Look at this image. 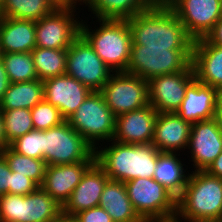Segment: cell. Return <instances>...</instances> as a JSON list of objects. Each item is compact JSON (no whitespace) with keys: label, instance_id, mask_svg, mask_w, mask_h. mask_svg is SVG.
Instances as JSON below:
<instances>
[{"label":"cell","instance_id":"cell-1","mask_svg":"<svg viewBox=\"0 0 222 222\" xmlns=\"http://www.w3.org/2000/svg\"><path fill=\"white\" fill-rule=\"evenodd\" d=\"M127 21L132 45L193 49L194 39L169 5H149Z\"/></svg>","mask_w":222,"mask_h":222},{"label":"cell","instance_id":"cell-2","mask_svg":"<svg viewBox=\"0 0 222 222\" xmlns=\"http://www.w3.org/2000/svg\"><path fill=\"white\" fill-rule=\"evenodd\" d=\"M97 147L96 162L110 180L123 183L134 178H153L159 151L150 144H125L114 140ZM100 148V149H99Z\"/></svg>","mask_w":222,"mask_h":222},{"label":"cell","instance_id":"cell-3","mask_svg":"<svg viewBox=\"0 0 222 222\" xmlns=\"http://www.w3.org/2000/svg\"><path fill=\"white\" fill-rule=\"evenodd\" d=\"M192 172L177 199L175 218L181 222L222 221V179L206 171Z\"/></svg>","mask_w":222,"mask_h":222},{"label":"cell","instance_id":"cell-4","mask_svg":"<svg viewBox=\"0 0 222 222\" xmlns=\"http://www.w3.org/2000/svg\"><path fill=\"white\" fill-rule=\"evenodd\" d=\"M96 22L100 27L92 30L82 19L80 34L113 72H126L132 45L128 21L97 19Z\"/></svg>","mask_w":222,"mask_h":222},{"label":"cell","instance_id":"cell-5","mask_svg":"<svg viewBox=\"0 0 222 222\" xmlns=\"http://www.w3.org/2000/svg\"><path fill=\"white\" fill-rule=\"evenodd\" d=\"M124 184L132 206L143 222L176 217L177 199L154 178H134Z\"/></svg>","mask_w":222,"mask_h":222},{"label":"cell","instance_id":"cell-6","mask_svg":"<svg viewBox=\"0 0 222 222\" xmlns=\"http://www.w3.org/2000/svg\"><path fill=\"white\" fill-rule=\"evenodd\" d=\"M66 121L94 150L99 141L103 145L104 141L113 140L116 116L99 91H92Z\"/></svg>","mask_w":222,"mask_h":222},{"label":"cell","instance_id":"cell-7","mask_svg":"<svg viewBox=\"0 0 222 222\" xmlns=\"http://www.w3.org/2000/svg\"><path fill=\"white\" fill-rule=\"evenodd\" d=\"M193 49H167L131 45L126 73L144 80L188 70L192 66Z\"/></svg>","mask_w":222,"mask_h":222},{"label":"cell","instance_id":"cell-8","mask_svg":"<svg viewBox=\"0 0 222 222\" xmlns=\"http://www.w3.org/2000/svg\"><path fill=\"white\" fill-rule=\"evenodd\" d=\"M61 216L62 206L41 187L29 195L0 196V222H56Z\"/></svg>","mask_w":222,"mask_h":222},{"label":"cell","instance_id":"cell-9","mask_svg":"<svg viewBox=\"0 0 222 222\" xmlns=\"http://www.w3.org/2000/svg\"><path fill=\"white\" fill-rule=\"evenodd\" d=\"M43 160L64 165L96 160L95 150L67 121L43 131Z\"/></svg>","mask_w":222,"mask_h":222},{"label":"cell","instance_id":"cell-10","mask_svg":"<svg viewBox=\"0 0 222 222\" xmlns=\"http://www.w3.org/2000/svg\"><path fill=\"white\" fill-rule=\"evenodd\" d=\"M99 92L116 117L149 104L148 81L126 72H112Z\"/></svg>","mask_w":222,"mask_h":222},{"label":"cell","instance_id":"cell-11","mask_svg":"<svg viewBox=\"0 0 222 222\" xmlns=\"http://www.w3.org/2000/svg\"><path fill=\"white\" fill-rule=\"evenodd\" d=\"M113 72L96 54L93 47L80 34L67 49L66 74L87 86L100 91Z\"/></svg>","mask_w":222,"mask_h":222},{"label":"cell","instance_id":"cell-12","mask_svg":"<svg viewBox=\"0 0 222 222\" xmlns=\"http://www.w3.org/2000/svg\"><path fill=\"white\" fill-rule=\"evenodd\" d=\"M77 7L55 9L51 14L35 21L36 47L68 49L80 35L81 21L74 15ZM76 17V18H75Z\"/></svg>","mask_w":222,"mask_h":222},{"label":"cell","instance_id":"cell-13","mask_svg":"<svg viewBox=\"0 0 222 222\" xmlns=\"http://www.w3.org/2000/svg\"><path fill=\"white\" fill-rule=\"evenodd\" d=\"M169 6L194 40L205 37L222 16V0H174Z\"/></svg>","mask_w":222,"mask_h":222},{"label":"cell","instance_id":"cell-14","mask_svg":"<svg viewBox=\"0 0 222 222\" xmlns=\"http://www.w3.org/2000/svg\"><path fill=\"white\" fill-rule=\"evenodd\" d=\"M194 80L192 66L188 70L151 78L148 81L149 104L158 113L176 112Z\"/></svg>","mask_w":222,"mask_h":222},{"label":"cell","instance_id":"cell-15","mask_svg":"<svg viewBox=\"0 0 222 222\" xmlns=\"http://www.w3.org/2000/svg\"><path fill=\"white\" fill-rule=\"evenodd\" d=\"M187 149L194 171H205L222 152V129L213 118L192 124Z\"/></svg>","mask_w":222,"mask_h":222},{"label":"cell","instance_id":"cell-16","mask_svg":"<svg viewBox=\"0 0 222 222\" xmlns=\"http://www.w3.org/2000/svg\"><path fill=\"white\" fill-rule=\"evenodd\" d=\"M158 112L150 104L116 117L113 140L125 144H150Z\"/></svg>","mask_w":222,"mask_h":222},{"label":"cell","instance_id":"cell-17","mask_svg":"<svg viewBox=\"0 0 222 222\" xmlns=\"http://www.w3.org/2000/svg\"><path fill=\"white\" fill-rule=\"evenodd\" d=\"M44 99L59 109L67 120L92 92L75 78L67 74L43 81Z\"/></svg>","mask_w":222,"mask_h":222},{"label":"cell","instance_id":"cell-18","mask_svg":"<svg viewBox=\"0 0 222 222\" xmlns=\"http://www.w3.org/2000/svg\"><path fill=\"white\" fill-rule=\"evenodd\" d=\"M109 177L95 161L84 173L80 183L62 207V215L73 217L78 212L99 206L100 197Z\"/></svg>","mask_w":222,"mask_h":222},{"label":"cell","instance_id":"cell-19","mask_svg":"<svg viewBox=\"0 0 222 222\" xmlns=\"http://www.w3.org/2000/svg\"><path fill=\"white\" fill-rule=\"evenodd\" d=\"M95 161L85 160L73 164L47 165L40 187L63 207L86 170Z\"/></svg>","mask_w":222,"mask_h":222},{"label":"cell","instance_id":"cell-20","mask_svg":"<svg viewBox=\"0 0 222 222\" xmlns=\"http://www.w3.org/2000/svg\"><path fill=\"white\" fill-rule=\"evenodd\" d=\"M191 127V123L184 121L175 112L158 113L151 144L159 152L184 151L188 146Z\"/></svg>","mask_w":222,"mask_h":222},{"label":"cell","instance_id":"cell-21","mask_svg":"<svg viewBox=\"0 0 222 222\" xmlns=\"http://www.w3.org/2000/svg\"><path fill=\"white\" fill-rule=\"evenodd\" d=\"M191 64L198 82L222 90V46L204 37L194 40Z\"/></svg>","mask_w":222,"mask_h":222},{"label":"cell","instance_id":"cell-22","mask_svg":"<svg viewBox=\"0 0 222 222\" xmlns=\"http://www.w3.org/2000/svg\"><path fill=\"white\" fill-rule=\"evenodd\" d=\"M218 94V89L195 79L186 89L185 97L175 113L191 124L213 119Z\"/></svg>","mask_w":222,"mask_h":222},{"label":"cell","instance_id":"cell-23","mask_svg":"<svg viewBox=\"0 0 222 222\" xmlns=\"http://www.w3.org/2000/svg\"><path fill=\"white\" fill-rule=\"evenodd\" d=\"M35 47V21L0 16V53L31 52Z\"/></svg>","mask_w":222,"mask_h":222},{"label":"cell","instance_id":"cell-24","mask_svg":"<svg viewBox=\"0 0 222 222\" xmlns=\"http://www.w3.org/2000/svg\"><path fill=\"white\" fill-rule=\"evenodd\" d=\"M99 206L107 211L113 222H143L136 214L125 184L121 181L110 179L107 181Z\"/></svg>","mask_w":222,"mask_h":222},{"label":"cell","instance_id":"cell-25","mask_svg":"<svg viewBox=\"0 0 222 222\" xmlns=\"http://www.w3.org/2000/svg\"><path fill=\"white\" fill-rule=\"evenodd\" d=\"M177 153L159 152L153 178L162 184L176 199L187 185L190 173L184 169L181 157ZM185 166V167H183ZM186 172V173H185Z\"/></svg>","mask_w":222,"mask_h":222},{"label":"cell","instance_id":"cell-26","mask_svg":"<svg viewBox=\"0 0 222 222\" xmlns=\"http://www.w3.org/2000/svg\"><path fill=\"white\" fill-rule=\"evenodd\" d=\"M44 99V84L40 80L10 83L0 101V110L32 109Z\"/></svg>","mask_w":222,"mask_h":222},{"label":"cell","instance_id":"cell-27","mask_svg":"<svg viewBox=\"0 0 222 222\" xmlns=\"http://www.w3.org/2000/svg\"><path fill=\"white\" fill-rule=\"evenodd\" d=\"M96 19L127 20L144 11L146 0H81Z\"/></svg>","mask_w":222,"mask_h":222},{"label":"cell","instance_id":"cell-28","mask_svg":"<svg viewBox=\"0 0 222 222\" xmlns=\"http://www.w3.org/2000/svg\"><path fill=\"white\" fill-rule=\"evenodd\" d=\"M38 80L44 81L66 74L67 49H45L35 47L31 51Z\"/></svg>","mask_w":222,"mask_h":222},{"label":"cell","instance_id":"cell-29","mask_svg":"<svg viewBox=\"0 0 222 222\" xmlns=\"http://www.w3.org/2000/svg\"><path fill=\"white\" fill-rule=\"evenodd\" d=\"M54 10L48 0H6L0 8V16L38 21Z\"/></svg>","mask_w":222,"mask_h":222},{"label":"cell","instance_id":"cell-30","mask_svg":"<svg viewBox=\"0 0 222 222\" xmlns=\"http://www.w3.org/2000/svg\"><path fill=\"white\" fill-rule=\"evenodd\" d=\"M0 153L4 156L12 172L25 175L33 180L39 187L41 186L47 167L44 160L21 155L10 146L0 150Z\"/></svg>","mask_w":222,"mask_h":222},{"label":"cell","instance_id":"cell-31","mask_svg":"<svg viewBox=\"0 0 222 222\" xmlns=\"http://www.w3.org/2000/svg\"><path fill=\"white\" fill-rule=\"evenodd\" d=\"M10 83L37 80V73L31 52L1 53Z\"/></svg>","mask_w":222,"mask_h":222},{"label":"cell","instance_id":"cell-32","mask_svg":"<svg viewBox=\"0 0 222 222\" xmlns=\"http://www.w3.org/2000/svg\"><path fill=\"white\" fill-rule=\"evenodd\" d=\"M6 140L10 145L34 129L30 109L1 110Z\"/></svg>","mask_w":222,"mask_h":222},{"label":"cell","instance_id":"cell-33","mask_svg":"<svg viewBox=\"0 0 222 222\" xmlns=\"http://www.w3.org/2000/svg\"><path fill=\"white\" fill-rule=\"evenodd\" d=\"M34 129L44 131L61 125L66 121L58 108L43 99L31 110Z\"/></svg>","mask_w":222,"mask_h":222},{"label":"cell","instance_id":"cell-34","mask_svg":"<svg viewBox=\"0 0 222 222\" xmlns=\"http://www.w3.org/2000/svg\"><path fill=\"white\" fill-rule=\"evenodd\" d=\"M10 147L21 155L43 160V131L33 129L14 140Z\"/></svg>","mask_w":222,"mask_h":222},{"label":"cell","instance_id":"cell-35","mask_svg":"<svg viewBox=\"0 0 222 222\" xmlns=\"http://www.w3.org/2000/svg\"><path fill=\"white\" fill-rule=\"evenodd\" d=\"M38 187L30 178L10 170V194L29 195Z\"/></svg>","mask_w":222,"mask_h":222},{"label":"cell","instance_id":"cell-36","mask_svg":"<svg viewBox=\"0 0 222 222\" xmlns=\"http://www.w3.org/2000/svg\"><path fill=\"white\" fill-rule=\"evenodd\" d=\"M73 217L77 222H113L107 211L100 206L78 212Z\"/></svg>","mask_w":222,"mask_h":222},{"label":"cell","instance_id":"cell-37","mask_svg":"<svg viewBox=\"0 0 222 222\" xmlns=\"http://www.w3.org/2000/svg\"><path fill=\"white\" fill-rule=\"evenodd\" d=\"M10 193V168L0 153V196Z\"/></svg>","mask_w":222,"mask_h":222},{"label":"cell","instance_id":"cell-38","mask_svg":"<svg viewBox=\"0 0 222 222\" xmlns=\"http://www.w3.org/2000/svg\"><path fill=\"white\" fill-rule=\"evenodd\" d=\"M204 38L211 44L222 46V16Z\"/></svg>","mask_w":222,"mask_h":222},{"label":"cell","instance_id":"cell-39","mask_svg":"<svg viewBox=\"0 0 222 222\" xmlns=\"http://www.w3.org/2000/svg\"><path fill=\"white\" fill-rule=\"evenodd\" d=\"M205 171L211 176L222 179V152L217 156V158L209 165V167Z\"/></svg>","mask_w":222,"mask_h":222},{"label":"cell","instance_id":"cell-40","mask_svg":"<svg viewBox=\"0 0 222 222\" xmlns=\"http://www.w3.org/2000/svg\"><path fill=\"white\" fill-rule=\"evenodd\" d=\"M55 9H68L81 5V0H48ZM78 3V4H77Z\"/></svg>","mask_w":222,"mask_h":222},{"label":"cell","instance_id":"cell-41","mask_svg":"<svg viewBox=\"0 0 222 222\" xmlns=\"http://www.w3.org/2000/svg\"><path fill=\"white\" fill-rule=\"evenodd\" d=\"M9 85H10V81L8 78V74L6 73L4 64L0 60V101L2 100L3 95L5 91L7 90V88L9 87Z\"/></svg>","mask_w":222,"mask_h":222},{"label":"cell","instance_id":"cell-42","mask_svg":"<svg viewBox=\"0 0 222 222\" xmlns=\"http://www.w3.org/2000/svg\"><path fill=\"white\" fill-rule=\"evenodd\" d=\"M214 119L218 122V125L222 129V90H219L217 97Z\"/></svg>","mask_w":222,"mask_h":222},{"label":"cell","instance_id":"cell-43","mask_svg":"<svg viewBox=\"0 0 222 222\" xmlns=\"http://www.w3.org/2000/svg\"><path fill=\"white\" fill-rule=\"evenodd\" d=\"M7 146H10L6 140L5 132H4V122L3 117L0 110V150L5 149Z\"/></svg>","mask_w":222,"mask_h":222},{"label":"cell","instance_id":"cell-44","mask_svg":"<svg viewBox=\"0 0 222 222\" xmlns=\"http://www.w3.org/2000/svg\"><path fill=\"white\" fill-rule=\"evenodd\" d=\"M56 222H77L74 217H67L62 215Z\"/></svg>","mask_w":222,"mask_h":222},{"label":"cell","instance_id":"cell-45","mask_svg":"<svg viewBox=\"0 0 222 222\" xmlns=\"http://www.w3.org/2000/svg\"><path fill=\"white\" fill-rule=\"evenodd\" d=\"M149 5H163V0H146Z\"/></svg>","mask_w":222,"mask_h":222},{"label":"cell","instance_id":"cell-46","mask_svg":"<svg viewBox=\"0 0 222 222\" xmlns=\"http://www.w3.org/2000/svg\"><path fill=\"white\" fill-rule=\"evenodd\" d=\"M155 222H181V221L174 218V219H170V220H162V221H155Z\"/></svg>","mask_w":222,"mask_h":222},{"label":"cell","instance_id":"cell-47","mask_svg":"<svg viewBox=\"0 0 222 222\" xmlns=\"http://www.w3.org/2000/svg\"><path fill=\"white\" fill-rule=\"evenodd\" d=\"M174 0H163V5H169Z\"/></svg>","mask_w":222,"mask_h":222},{"label":"cell","instance_id":"cell-48","mask_svg":"<svg viewBox=\"0 0 222 222\" xmlns=\"http://www.w3.org/2000/svg\"><path fill=\"white\" fill-rule=\"evenodd\" d=\"M6 2V0H0V8L3 6V4Z\"/></svg>","mask_w":222,"mask_h":222}]
</instances>
